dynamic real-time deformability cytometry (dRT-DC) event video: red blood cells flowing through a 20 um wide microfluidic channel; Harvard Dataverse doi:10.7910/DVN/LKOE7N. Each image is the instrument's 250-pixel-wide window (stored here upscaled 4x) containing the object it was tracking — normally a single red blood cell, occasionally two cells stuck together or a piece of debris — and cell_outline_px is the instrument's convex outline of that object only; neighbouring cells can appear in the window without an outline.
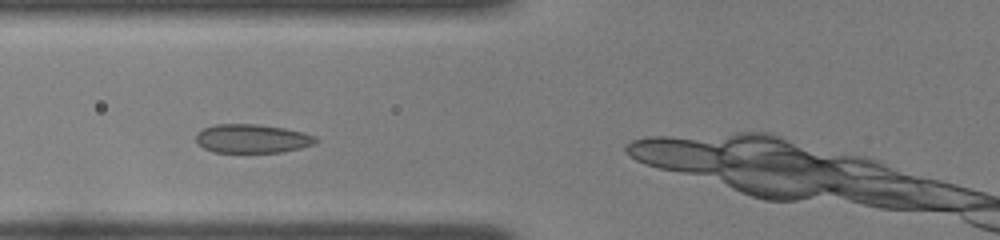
{"species": "common noctule bat (a hibernating species)", "species_latin": "Nyctalus noctula", "temperature_condition": "room temperature", "stored_images_in_passage": 11, "camera_frame_rate_fps": 3000, "um_per_image_px": 0.085, "animal": {"sex": "female", "body_mass_g": 22.0, "forearm_length_mm": 56.7}, "frame": {"image": 1, "passage_image": 5, "time_ms": 1.333, "image_size_px": [1000, 240], "cell_outline_px": [[320, 140], [316, 144], [284, 152], [212, 152], [196, 144], [196, 132], [212, 124], [256, 124], [284, 128], [304, 132], [316, 136]], "centroid_in_image_um": [21.44, 11.78], "position_along_channel_um": 104.4, "area_um2": 20.4}}
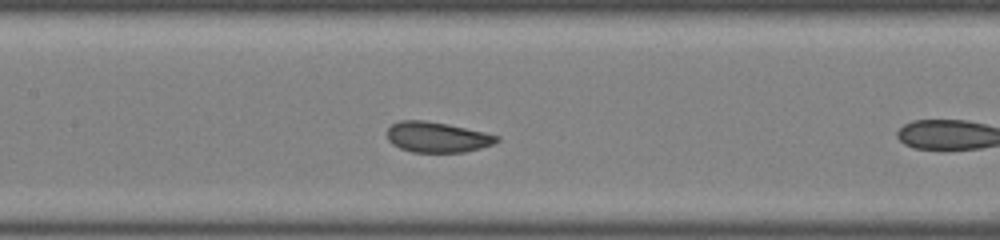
{"frame": {"image": 2, "passage_image": 10, "time_ms": 3.0, "image_size_px": [1000, 240], "cell_outline_px": [[500, 140], [492, 144], [480, 148], [464, 152], [412, 152], [400, 148], [392, 144], [388, 140], [388, 128], [392, 124], [400, 120], [424, 120], [448, 124], [484, 132], [500, 136]], "centroid_in_image_um": [37.15, 11.65], "position_along_channel_um": 170.2, "area_um2": 19.42}}